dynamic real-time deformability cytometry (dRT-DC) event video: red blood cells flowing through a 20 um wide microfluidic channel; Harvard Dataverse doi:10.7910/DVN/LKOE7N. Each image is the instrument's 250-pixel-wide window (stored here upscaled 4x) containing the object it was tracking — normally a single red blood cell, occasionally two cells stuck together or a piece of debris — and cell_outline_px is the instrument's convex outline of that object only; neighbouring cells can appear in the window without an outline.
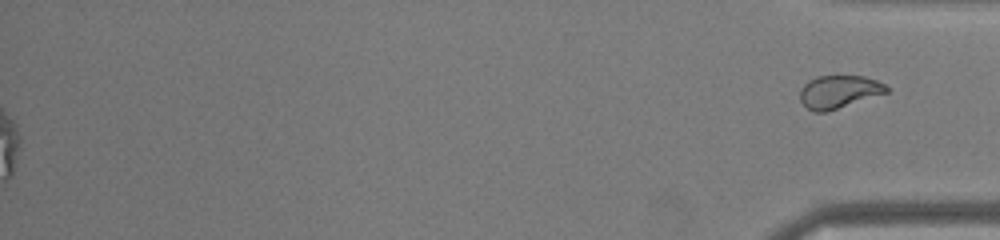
{"species": "common noctule bat (a hibernating species)", "species_latin": "Nyctalus noctula", "temperature_condition": "warm", "stored_images_in_passage": 50, "segment_of_instrument_passage": [2, 2], "camera_frame_rate_fps": 3000, "um_per_image_px": 0.085, "animal": {"sex": "male", "body_mass_g": 19.0, "forearm_length_mm": 50.8}, "frame": {"image": 1, "passage_image": 50, "time_ms": 16.333, "image_size_px": [1000, 240], "cell_outline_px": [[888, 92], [828, 112], [812, 112], [800, 100], [800, 88], [808, 80], [816, 76], [864, 76], [876, 80], [884, 84], [888, 88]], "centroid_in_image_um": [71.28, 7.8], "position_along_channel_um": 363.9, "area_um2": 16.65}}